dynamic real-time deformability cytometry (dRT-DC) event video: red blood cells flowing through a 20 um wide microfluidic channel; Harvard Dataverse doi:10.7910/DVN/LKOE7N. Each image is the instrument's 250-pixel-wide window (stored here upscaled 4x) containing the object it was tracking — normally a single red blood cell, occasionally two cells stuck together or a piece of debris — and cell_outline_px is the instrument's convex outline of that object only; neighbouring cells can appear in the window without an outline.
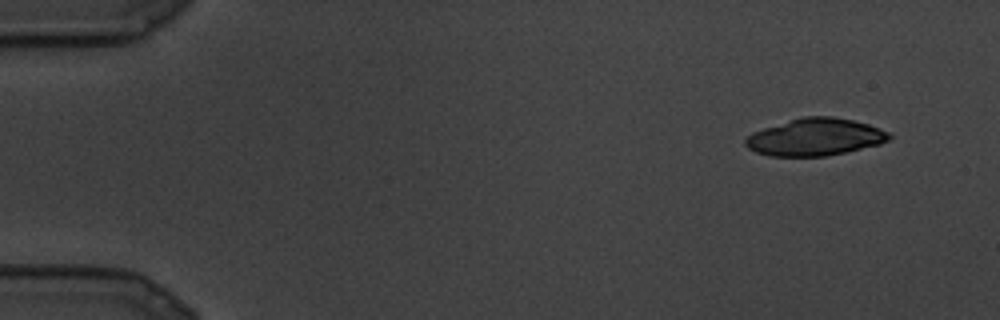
{"species": "common noctule bat (a hibernating species)", "species_latin": "Nyctalus noctula", "temperature_condition": "cold", "stored_images_in_passage": 8, "camera_frame_rate_fps": 3000, "um_per_image_px": 0.085, "animal": {"sex": "male", "body_mass_g": 19.5, "forearm_length_mm": 54.6}, "frame": {"image": 1, "passage_image": 1, "time_ms": 0.0, "image_size_px": [1000, 320], "cell_outline_px": [[892, 136], [888, 140], [880, 144], [828, 156], [768, 156], [756, 152], [748, 148], [744, 144], [744, 140], [752, 132], [764, 128], [804, 116], [832, 116], [852, 120], [868, 124], [880, 128], [888, 132]], "centroid_in_image_um": [69.28, 11.66], "position_along_channel_um": 15.7, "area_um2": 31.1}}